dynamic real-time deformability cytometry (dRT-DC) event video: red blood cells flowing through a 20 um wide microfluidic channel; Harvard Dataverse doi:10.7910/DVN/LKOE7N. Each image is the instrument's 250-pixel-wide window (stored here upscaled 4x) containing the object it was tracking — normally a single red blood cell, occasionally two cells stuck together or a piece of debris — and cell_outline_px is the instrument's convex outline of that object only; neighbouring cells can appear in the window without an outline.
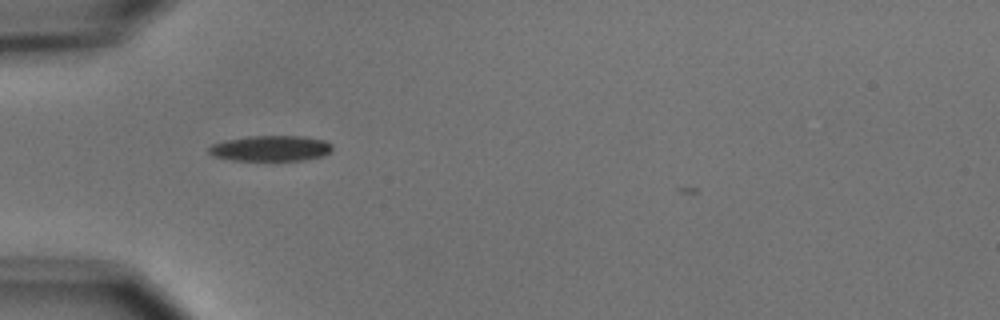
{"species": "common noctule bat (a hibernating species)", "species_latin": "Nyctalus noctula", "temperature_condition": "cold", "stored_images_in_passage": 7, "camera_frame_rate_fps": 3000, "um_per_image_px": 0.085, "animal": {"sex": "male", "body_mass_g": 15.6}, "frame": {"image": 1, "passage_image": 2, "time_ms": 1.0, "image_size_px": [1000, 320], "cell_outline_px": [[332, 152], [324, 156], [304, 160], [232, 160], [212, 156], [208, 152], [208, 148], [212, 144], [224, 140], [248, 136], [304, 136], [324, 140], [332, 144]], "centroid_in_image_um": [23.02, 12.61], "position_along_channel_um": 62.0, "area_um2": 18.61}}
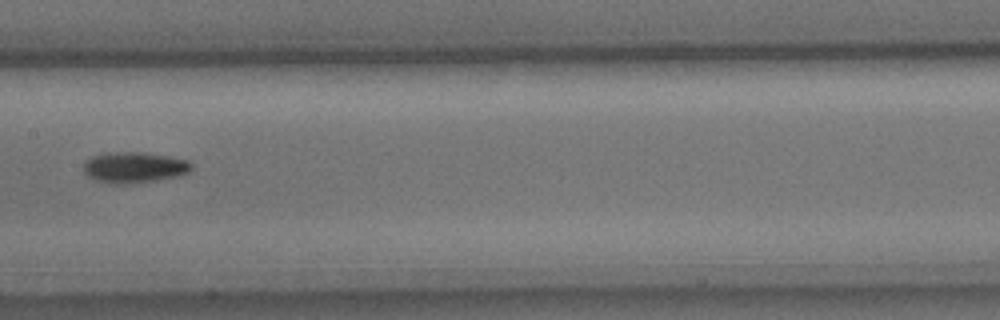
{"frame": {"image": 2, "passage_image": 5, "time_ms": 4.667, "image_size_px": [1000, 320], "cell_outline_px": [[192, 168], [188, 172], [180, 176], [156, 180], [128, 184], [112, 184], [96, 180], [88, 176], [84, 172], [84, 164], [92, 156], [104, 152], [144, 152], [168, 156], [188, 160], [192, 164]], "centroid_in_image_um": [11.42, 14.22], "position_along_channel_um": 196.0, "area_um2": 19.54}}
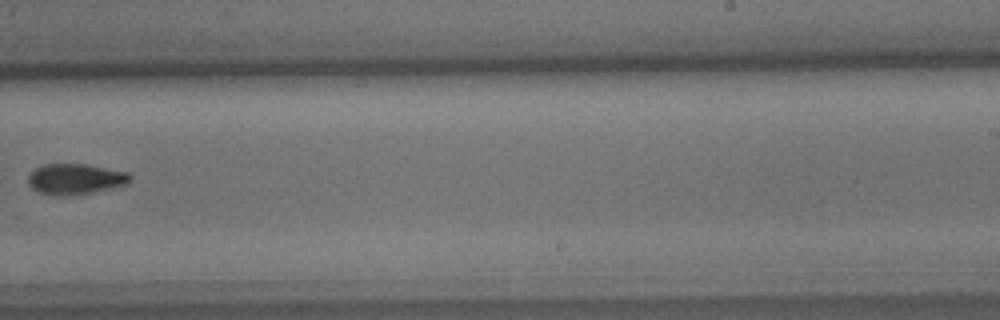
{"frame": {"image": 3, "passage_image": 7, "time_ms": 7.0, "image_size_px": [1000, 320], "cell_outline_px": [[132, 176], [128, 184], [92, 192], [64, 196], [40, 192], [32, 188], [28, 184], [28, 176], [36, 168], [44, 164], [84, 164], [128, 172]], "centroid_in_image_um": [6.41, 15.21], "position_along_channel_um": 282.6, "area_um2": 17.98}}